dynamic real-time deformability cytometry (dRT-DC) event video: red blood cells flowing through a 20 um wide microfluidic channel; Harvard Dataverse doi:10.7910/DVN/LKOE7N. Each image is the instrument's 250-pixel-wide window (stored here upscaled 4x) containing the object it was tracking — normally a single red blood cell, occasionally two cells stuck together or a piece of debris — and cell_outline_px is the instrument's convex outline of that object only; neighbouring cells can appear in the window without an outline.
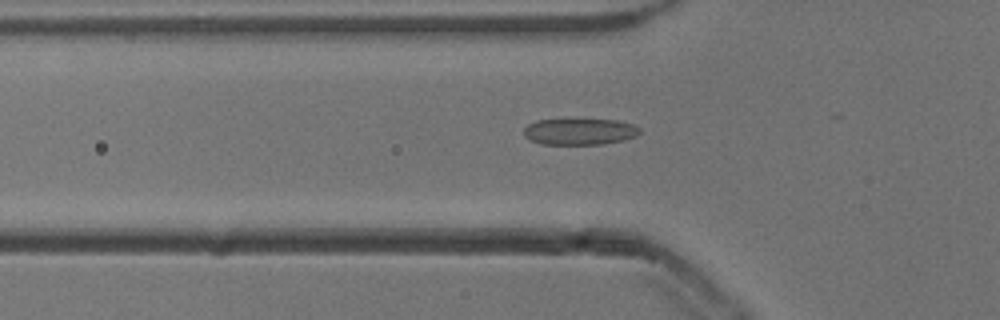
{"species": "common noctule bat (a hibernating species)", "species_latin": "Nyctalus noctula", "temperature_condition": "cold", "stored_images_in_passage": 25, "camera_frame_rate_fps": 3000, "um_per_image_px": 0.085, "animal": {"sex": "male", "body_mass_g": 13.3}, "frame": {"image": 1, "passage_image": 16, "time_ms": 5.0, "image_size_px": [1000, 320], "cell_outline_px": [[640, 132], [636, 136], [624, 140], [600, 144], [540, 144], [524, 136], [524, 128], [528, 124], [536, 120], [616, 120], [632, 124], [640, 128]], "centroid_in_image_um": [49.27, 11.19], "position_along_channel_um": 76.5, "area_um2": 17.63}}
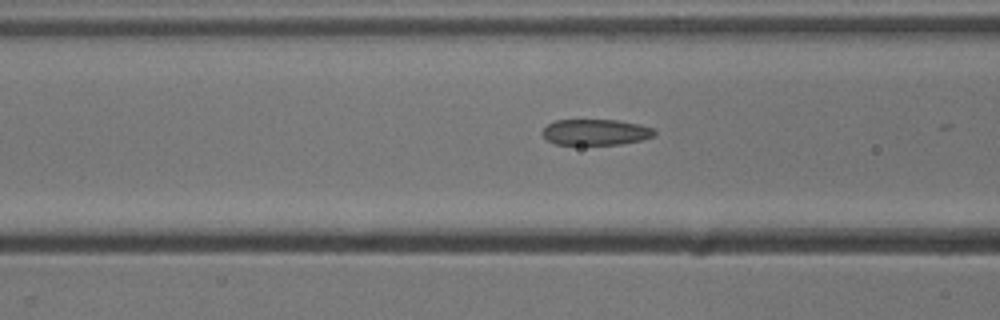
{"frame": {"image": 2, "passage_image": 19, "time_ms": 6.0, "image_size_px": [1000, 320], "cell_outline_px": [[656, 132], [652, 136], [640, 140], [620, 144], [556, 144], [548, 140], [540, 132], [548, 124], [556, 120], [620, 120], [640, 124], [652, 128]], "centroid_in_image_um": [50.62, 11.22], "position_along_channel_um": 116.0, "area_um2": 16.76}}
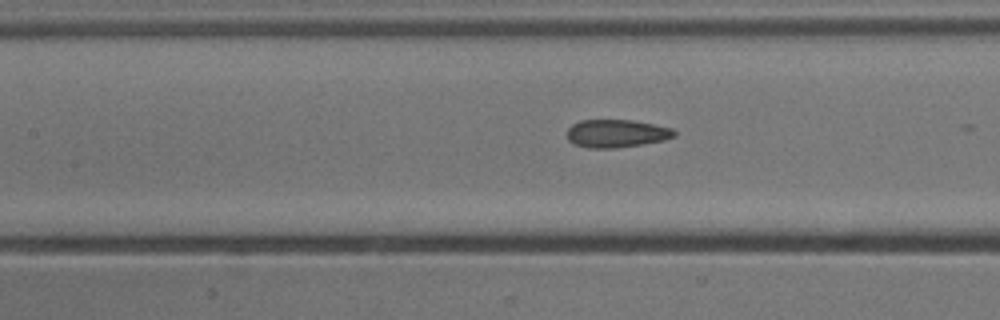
{"frame": {"image": 3, "passage_image": 22, "time_ms": 7.0, "image_size_px": [1000, 320], "cell_outline_px": [[676, 136], [664, 140], [616, 148], [588, 148], [572, 144], [568, 140], [568, 128], [572, 124], [580, 120], [632, 120], [672, 128], [676, 132]], "centroid_in_image_um": [52.38, 11.34], "position_along_channel_um": 155.0, "area_um2": 17.46}}